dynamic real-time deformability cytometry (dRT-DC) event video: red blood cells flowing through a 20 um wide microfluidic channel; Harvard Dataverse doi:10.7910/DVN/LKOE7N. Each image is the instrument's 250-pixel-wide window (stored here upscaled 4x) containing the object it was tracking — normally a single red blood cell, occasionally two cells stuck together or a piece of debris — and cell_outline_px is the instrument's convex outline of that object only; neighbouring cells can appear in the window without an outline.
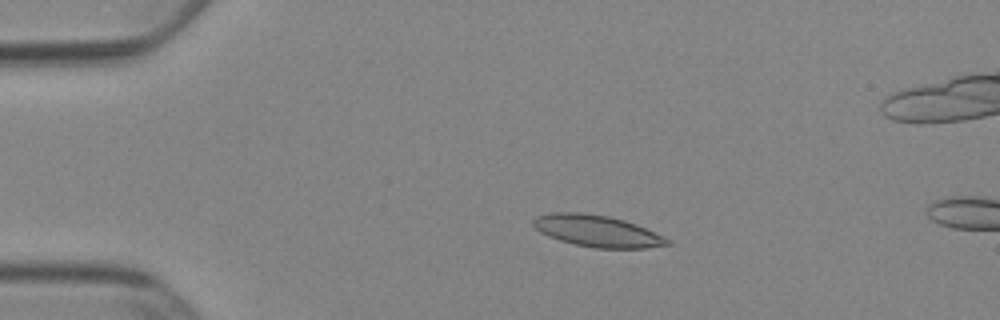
{"species": "Egyptian fruit bat (a non-hibernating species)", "species_latin": "Rousettus aegyptiacus", "temperature_condition": "cold", "stored_images_in_passage": 15, "camera_frame_rate_fps": 3000, "um_per_image_px": 0.085, "animal": {"sex": "female"}, "frame": {"image": 1, "passage_image": 11, "time_ms": 3.333, "image_size_px": [1000, 320], "cell_outline_px": [[672, 244], [648, 248], [596, 248], [576, 244], [560, 240], [548, 236], [540, 232], [532, 224], [532, 220], [536, 216], [552, 212], [580, 212], [608, 216], [624, 220], [636, 224], [668, 240]], "centroid_in_image_um": [50.7, 19.63], "position_along_channel_um": 34.3, "area_um2": 24.39}}